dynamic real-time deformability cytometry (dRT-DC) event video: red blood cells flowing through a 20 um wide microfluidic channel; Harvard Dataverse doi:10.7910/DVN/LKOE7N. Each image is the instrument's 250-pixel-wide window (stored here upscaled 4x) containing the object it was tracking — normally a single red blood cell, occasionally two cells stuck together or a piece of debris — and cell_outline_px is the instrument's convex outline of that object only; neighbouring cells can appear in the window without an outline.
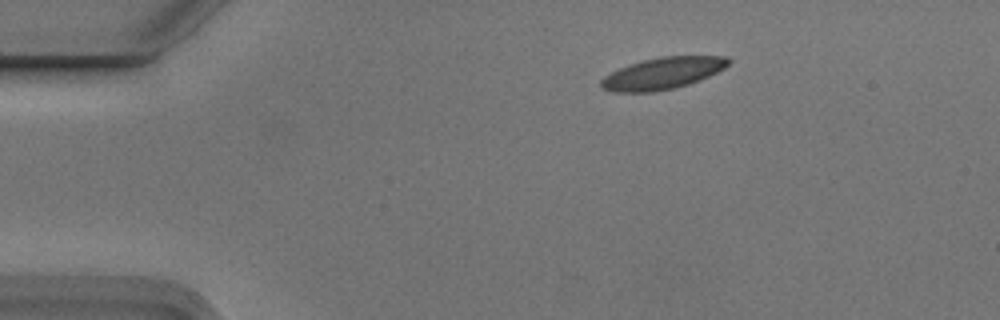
{"species": "Egyptian fruit bat (a non-hibernating species)", "species_latin": "Rousettus aegyptiacus", "temperature_condition": "cold", "stored_images_in_passage": 4, "camera_frame_rate_fps": 3000, "um_per_image_px": 0.085, "animal": {"sex": "male"}, "frame": {"image": 1, "passage_image": 4, "time_ms": 1.0, "image_size_px": [1000, 320], "cell_outline_px": [[732, 60], [724, 68], [700, 80], [688, 84], [672, 88], [652, 92], [612, 92], [600, 88], [600, 80], [604, 76], [628, 64], [640, 60], [660, 56], [728, 56]], "centroid_in_image_um": [56.3, 6.22], "position_along_channel_um": 28.7, "area_um2": 23.64}}